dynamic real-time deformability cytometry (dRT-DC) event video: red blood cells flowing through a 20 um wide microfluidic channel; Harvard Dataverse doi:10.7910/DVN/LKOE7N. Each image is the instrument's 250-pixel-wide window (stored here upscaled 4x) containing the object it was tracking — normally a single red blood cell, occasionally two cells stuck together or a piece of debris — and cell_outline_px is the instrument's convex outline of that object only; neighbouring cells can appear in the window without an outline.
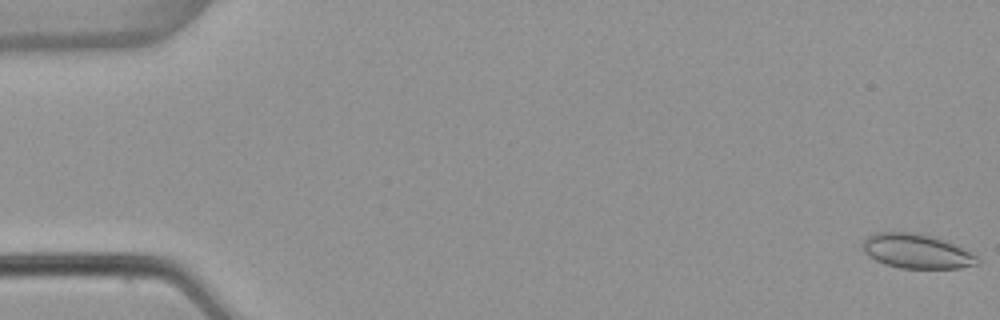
{"species": "common noctule bat (a hibernating species)", "species_latin": "Nyctalus noctula", "temperature_condition": "warm", "stored_images_in_passage": 52, "camera_frame_rate_fps": 3000, "um_per_image_px": 0.085, "animal": {"sex": "female", "body_mass_g": 22.7, "forearm_length_mm": 54.2}, "frame": {"image": 1, "passage_image": 1, "time_ms": 0.0, "image_size_px": [1000, 320], "cell_outline_px": [[980, 264], [960, 268], [900, 268], [884, 264], [868, 256], [864, 252], [860, 244], [868, 236], [876, 232], [912, 232], [932, 236], [944, 240], [976, 256], [980, 260]], "centroid_in_image_um": [77.86, 21.36], "position_along_channel_um": 7.1, "area_um2": 22.95}}
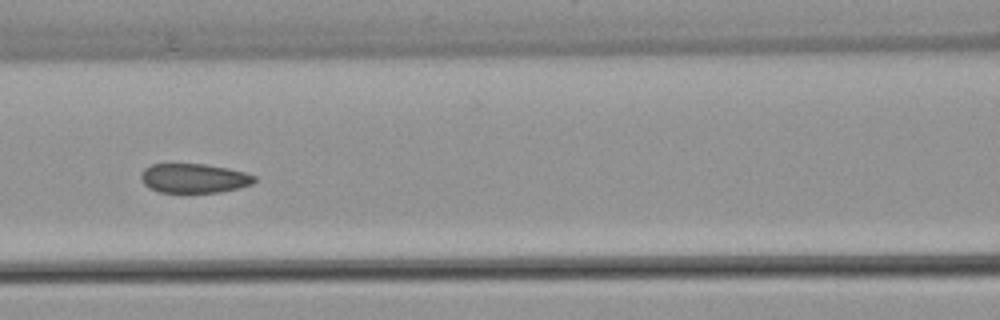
{"frame": {"image": 2, "passage_image": 24, "time_ms": 7.667, "image_size_px": [1000, 320], "cell_outline_px": [[256, 180], [252, 184], [240, 188], [220, 192], [160, 192], [148, 188], [140, 180], [140, 172], [144, 168], [152, 164], [204, 164], [228, 168], [244, 172], [256, 176]], "centroid_in_image_um": [16.47, 15.15], "position_along_channel_um": 150.1, "area_um2": 19.54}}
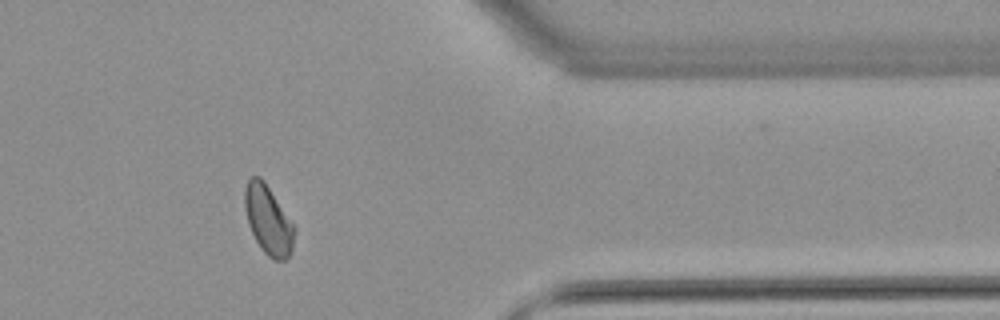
{"frame": {"image": 3, "passage_image": 44, "time_ms": 14.333, "image_size_px": [1000, 320], "cell_outline_px": [[296, 228], [292, 252], [284, 260], [272, 260], [264, 252], [256, 240], [248, 224], [244, 208], [244, 188], [248, 180], [252, 176], [260, 176], [264, 180]], "centroid_in_image_um": [22.8, 18.69], "position_along_channel_um": 388.6, "area_um2": 20.0}}